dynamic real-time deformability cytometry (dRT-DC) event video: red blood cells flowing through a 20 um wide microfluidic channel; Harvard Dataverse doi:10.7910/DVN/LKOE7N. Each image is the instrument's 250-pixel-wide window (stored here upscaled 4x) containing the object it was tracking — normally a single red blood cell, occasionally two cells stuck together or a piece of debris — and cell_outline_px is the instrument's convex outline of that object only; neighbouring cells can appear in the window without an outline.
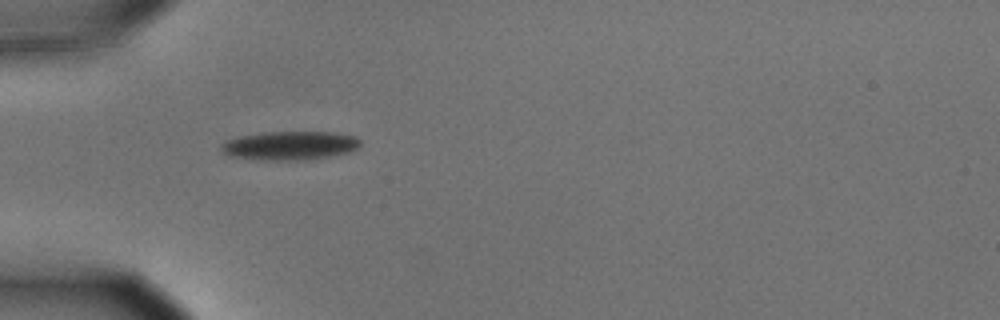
{"species": "common noctule bat (a hibernating species)", "species_latin": "Nyctalus noctula", "temperature_condition": "cold", "stored_images_in_passage": 24, "camera_frame_rate_fps": 3000, "um_per_image_px": 0.085, "animal": {"sex": "male", "body_mass_g": 15.6}, "frame": {"image": 1, "passage_image": 1, "time_ms": 0.0, "image_size_px": [1000, 320], "cell_outline_px": [[360, 144], [352, 152], [312, 160], [264, 160], [232, 156], [224, 152], [220, 148], [220, 144], [228, 140], [244, 136], [264, 132], [328, 132], [356, 136], [360, 140]], "centroid_in_image_um": [24.7, 12.38], "position_along_channel_um": 60.3, "area_um2": 23.24}}
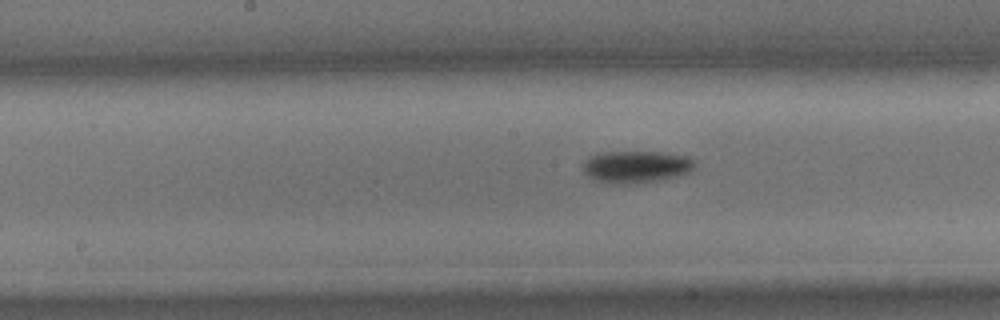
{"frame": {"image": 2, "passage_image": 9, "time_ms": 2.667, "image_size_px": [1000, 320], "cell_outline_px": [[692, 168], [688, 172], [676, 176], [660, 180], [628, 184], [616, 184], [600, 180], [588, 176], [584, 172], [584, 164], [592, 156], [604, 152], [660, 152], [684, 156], [692, 160]], "centroid_in_image_um": [54.06, 14.18], "position_along_channel_um": 194.1, "area_um2": 20.17}}
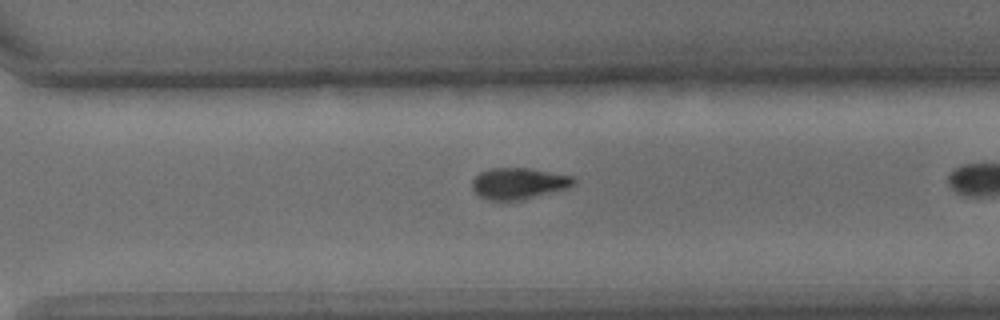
{"frame": {"image": 3, "passage_image": 20, "time_ms": 6.333, "image_size_px": [1000, 320], "cell_outline_px": [[576, 180], [572, 184], [564, 188], [524, 200], [488, 200], [480, 196], [472, 188], [472, 180], [480, 172], [492, 168], [528, 168], [576, 176]], "centroid_in_image_um": [44.07, 15.58], "position_along_channel_um": 326.5, "area_um2": 18.38}}